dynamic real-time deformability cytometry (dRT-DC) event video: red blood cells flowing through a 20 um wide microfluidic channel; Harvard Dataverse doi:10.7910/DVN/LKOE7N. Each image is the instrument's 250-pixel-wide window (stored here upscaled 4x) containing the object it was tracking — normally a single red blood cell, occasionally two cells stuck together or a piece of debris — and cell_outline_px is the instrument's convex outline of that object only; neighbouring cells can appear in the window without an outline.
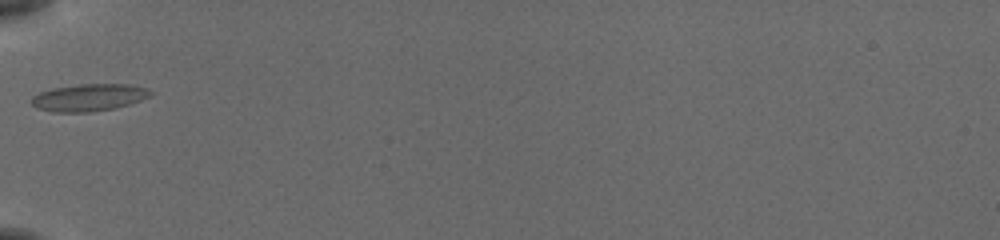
{"species": "common noctule bat (a hibernating species)", "species_latin": "Nyctalus noctula", "temperature_condition": "cold", "stored_images_in_passage": 35, "camera_frame_rate_fps": 3000, "um_per_image_px": 0.085, "animal": {"sex": "female", "body_mass_g": 19.5, "forearm_length_mm": 54.1}, "frame": {"image": 1, "passage_image": 1, "time_ms": 0.0, "image_size_px": [1000, 240], "cell_outline_px": [[152, 96], [116, 108], [92, 112], [52, 112], [36, 108], [32, 104], [32, 96], [40, 92], [52, 88], [80, 84], [128, 84], [148, 88], [152, 92]], "centroid_in_image_um": [7.56, 8.29], "position_along_channel_um": 77.4, "area_um2": 18.96}}
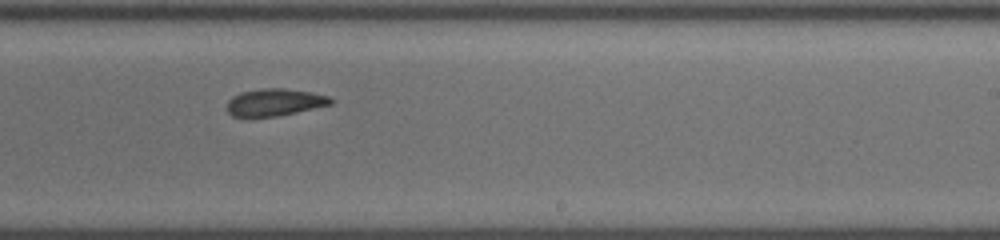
{"frame": {"image": 2, "passage_image": 16, "time_ms": 5.0, "image_size_px": [1000, 240], "cell_outline_px": [[336, 100], [332, 104], [296, 112], [276, 116], [248, 120], [232, 116], [228, 112], [228, 100], [232, 96], [240, 92], [260, 88], [284, 88], [308, 92], [328, 96]], "centroid_in_image_um": [23.28, 8.73], "position_along_channel_um": 265.7, "area_um2": 16.94}}
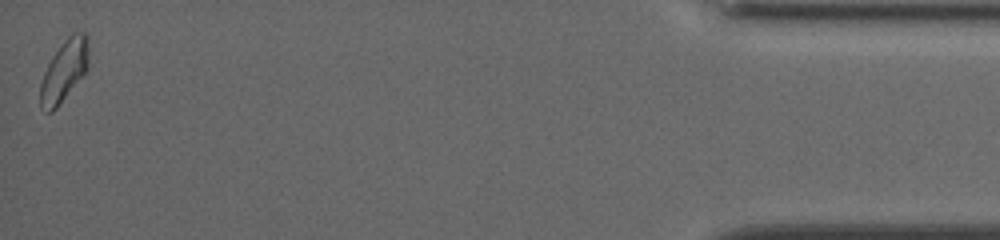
{"frame": {"image": 3, "passage_image": 35, "time_ms": 11.333, "image_size_px": [1000, 240], "cell_outline_px": [[88, 68], [56, 108], [52, 112], [48, 112], [40, 108], [40, 84], [44, 72], [52, 56], [64, 40], [72, 32], [84, 32], [88, 36]], "centroid_in_image_um": [5.45, 5.99], "position_along_channel_um": 429.8, "area_um2": 17.17}, "authors_computed_cell_mechanics": {"area_um2": 16.8776, "velocity_mm_per_s": 3.7803, "shape_relaxation_time_tau1_ms": null, "shape_relaxation_time_tau2_ms": 4.4343, "deformation_change_tau1": null, "deformation_change_tau2": 0.0796}}